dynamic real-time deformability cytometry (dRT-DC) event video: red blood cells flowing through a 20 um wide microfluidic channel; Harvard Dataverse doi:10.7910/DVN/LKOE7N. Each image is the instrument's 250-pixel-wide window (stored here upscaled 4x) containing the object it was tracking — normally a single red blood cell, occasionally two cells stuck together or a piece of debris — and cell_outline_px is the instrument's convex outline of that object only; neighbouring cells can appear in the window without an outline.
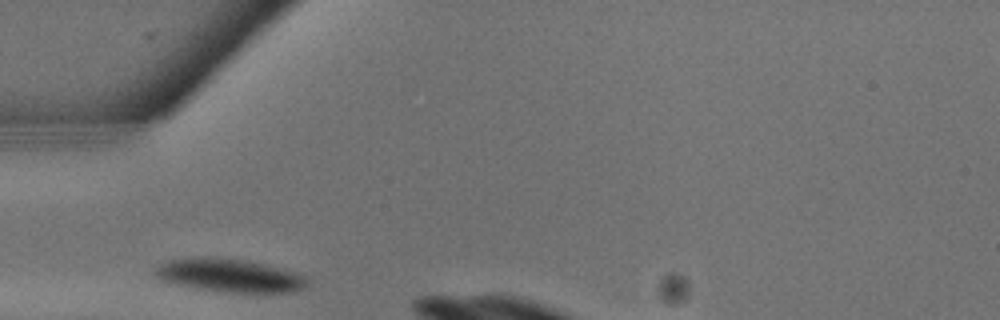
{"species": "common noctule bat (a hibernating species)", "species_latin": "Nyctalus noctula", "temperature_condition": "warm", "stored_images_in_passage": 3, "camera_frame_rate_fps": 3000, "um_per_image_px": 0.085, "animal": {"sex": "male", "body_mass_g": 13.3}, "frame": {"image": 1, "passage_image": 1, "time_ms": 0.0, "image_size_px": [1000, 320], "cell_outline_px": [[308, 284], [304, 288], [292, 292], [232, 292], [204, 288], [180, 284], [160, 280], [152, 272], [160, 264], [168, 260], [204, 256], [216, 256], [248, 260], [300, 272], [308, 276]], "centroid_in_image_um": [19.59, 23.38], "position_along_channel_um": 65.4, "area_um2": 29.59}}